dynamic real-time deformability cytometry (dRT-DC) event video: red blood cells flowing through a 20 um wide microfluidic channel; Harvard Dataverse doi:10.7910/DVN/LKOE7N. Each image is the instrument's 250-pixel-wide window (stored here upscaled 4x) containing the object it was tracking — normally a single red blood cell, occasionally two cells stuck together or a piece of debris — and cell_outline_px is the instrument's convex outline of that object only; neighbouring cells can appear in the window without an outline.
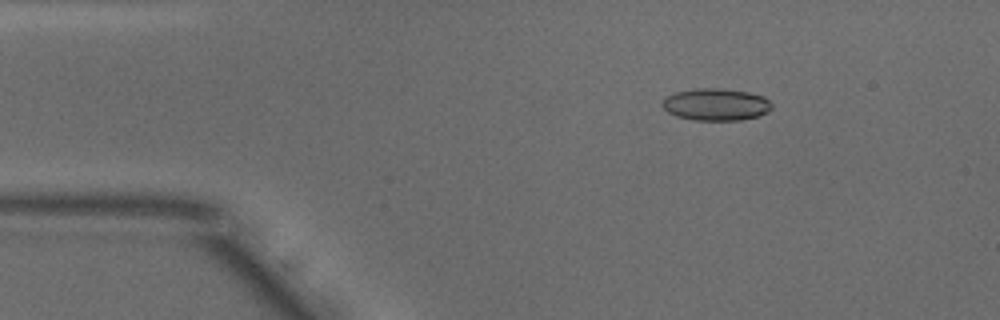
{"species": "common noctule bat (a hibernating species)", "species_latin": "Nyctalus noctula", "temperature_condition": "warm", "stored_images_in_passage": 52, "camera_frame_rate_fps": 3000, "um_per_image_px": 0.085, "animal": {"sex": "male", "body_mass_g": 18.8}, "frame": {"image": 1, "passage_image": 8, "time_ms": 2.333, "image_size_px": [1000, 320], "cell_outline_px": [[772, 108], [768, 112], [756, 116], [740, 120], [696, 120], [676, 116], [668, 112], [660, 104], [668, 96], [676, 92], [696, 88], [720, 88], [748, 92], [764, 96], [772, 104]], "centroid_in_image_um": [60.86, 8.87], "position_along_channel_um": 24.1, "area_um2": 20.4}}
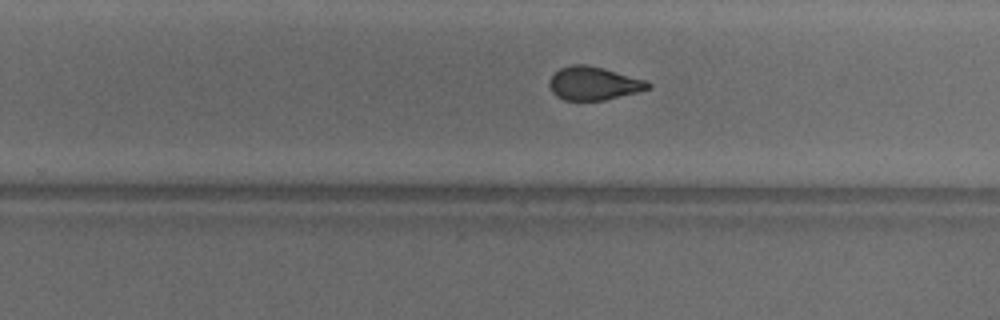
{"frame": {"image": 2, "passage_image": 32, "time_ms": 10.333, "image_size_px": [1000, 320], "cell_outline_px": [[652, 88], [640, 92], [604, 100], [564, 100], [556, 96], [552, 92], [548, 84], [548, 80], [560, 68], [572, 64], [584, 64], [604, 68], [648, 80], [652, 84]], "centroid_in_image_um": [50.5, 7.09], "position_along_channel_um": 279.3, "area_um2": 19.48}}
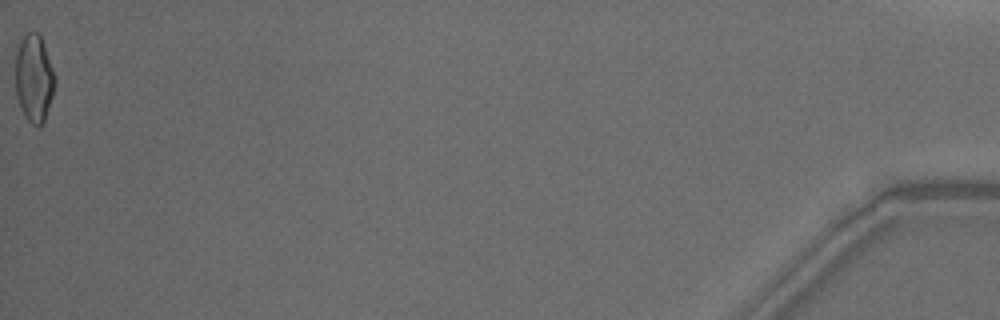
{"frame": {"image": 3, "passage_image": 52, "time_ms": 17.0, "image_size_px": [1000, 320], "cell_outline_px": [[56, 84], [44, 120], [40, 124], [32, 124], [24, 116], [20, 108], [16, 96], [16, 52], [20, 40], [28, 32], [36, 32], [40, 36], [44, 44], [56, 76]], "centroid_in_image_um": [2.89, 6.64], "position_along_channel_um": 432.3, "area_um2": 20.06}, "authors_computed_cell_mechanics": {"area_um2": 19.8832, "velocity_mm_per_s": 3.9022, "shape_relaxation_time_tau1_ms": null, "shape_relaxation_time_tau2_ms": 1.482, "deformation_change_tau1": null, "deformation_change_tau2": 0.0773}}